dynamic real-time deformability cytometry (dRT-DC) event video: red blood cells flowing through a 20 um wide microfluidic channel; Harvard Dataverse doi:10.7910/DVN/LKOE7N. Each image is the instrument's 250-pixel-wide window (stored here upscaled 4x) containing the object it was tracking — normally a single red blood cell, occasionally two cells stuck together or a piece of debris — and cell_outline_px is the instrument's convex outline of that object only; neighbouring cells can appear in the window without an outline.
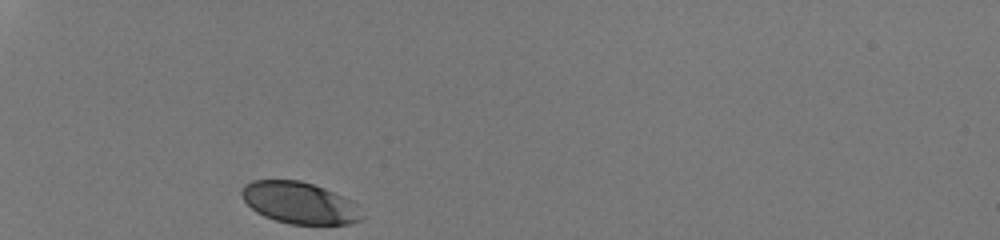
{"species": "human", "species_latin": "Homo sapiens", "temperature_condition": "room temperature", "stored_images_in_passage": 28, "camera_frame_rate_fps": 3000, "um_per_image_px": 0.085, "donor": {"sex": "male"}, "frame": {"image": 1, "passage_image": 1, "time_ms": 0.0, "image_size_px": [1000, 240], "cell_outline_px": [[364, 220], [352, 224], [292, 224], [276, 220], [264, 216], [256, 212], [244, 200], [240, 192], [240, 188], [244, 184], [252, 180], [300, 180], [324, 188], [344, 196], [352, 200], [364, 216]], "centroid_in_image_um": [25.47, 17.24], "position_along_channel_um": 59.5, "area_um2": 29.36}}
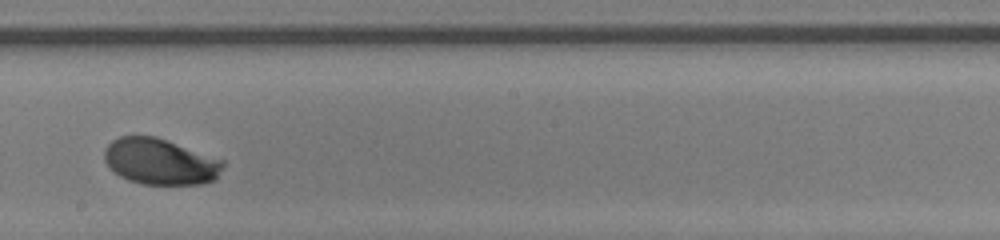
{"frame": {"image": 2, "passage_image": 16, "time_ms": 5.0, "image_size_px": [1000, 240], "cell_outline_px": [[224, 164], [216, 180], [204, 184], [144, 184], [128, 180], [120, 176], [104, 160], [104, 148], [112, 140], [120, 136], [156, 136], [224, 160]], "centroid_in_image_um": [13.63, 13.73], "position_along_channel_um": 234.6, "area_um2": 31.85}}
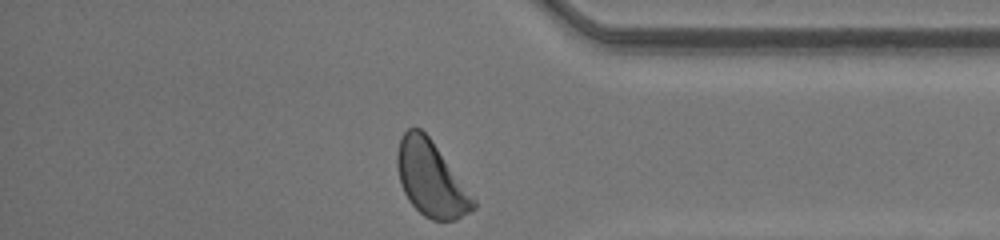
{"frame": {"image": 3, "passage_image": 28, "time_ms": 9.0, "image_size_px": [1000, 240], "cell_outline_px": [[476, 208], [456, 220], [432, 220], [424, 216], [408, 200], [400, 184], [396, 164], [396, 152], [400, 136], [408, 128], [420, 128], [432, 140], [476, 200]], "centroid_in_image_um": [36.61, 15.19], "position_along_channel_um": 398.6, "area_um2": 33.29}, "authors_computed_cell_mechanics": {"area_um2": 31.79, "velocity_mm_per_s": 4.2195, "shape_relaxation_time_tau1_ms": 1.5829, "shape_relaxation_time_tau2_ms": null, "deformation_change_tau1": 0.0936, "deformation_change_tau2": null}}